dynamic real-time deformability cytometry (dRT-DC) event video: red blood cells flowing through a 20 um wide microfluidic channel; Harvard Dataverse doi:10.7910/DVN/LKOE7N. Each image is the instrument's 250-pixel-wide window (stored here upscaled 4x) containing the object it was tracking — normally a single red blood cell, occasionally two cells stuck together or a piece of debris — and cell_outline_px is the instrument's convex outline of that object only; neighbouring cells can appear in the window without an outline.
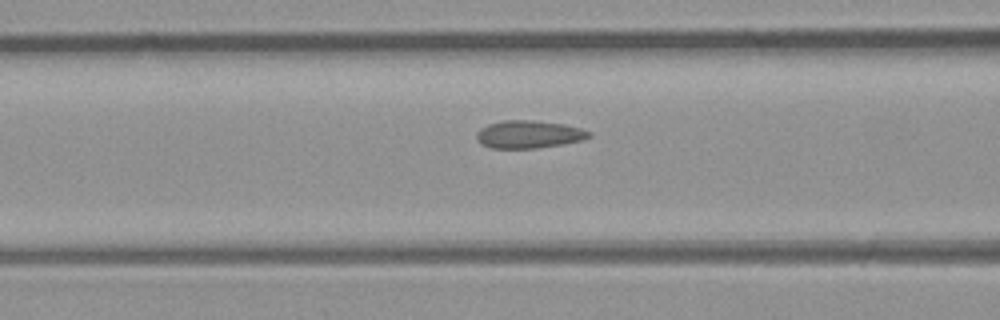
{"species": "common noctule bat (a hibernating species)", "species_latin": "Nyctalus noctula", "temperature_condition": "room temperature", "stored_images_in_passage": 7, "camera_frame_rate_fps": 3000, "um_per_image_px": 0.085, "animal": {"sex": "male", "body_mass_g": 23.1, "forearm_length_mm": 52.7}, "frame": {"image": 1, "passage_image": 6, "time_ms": 1.667, "image_size_px": [1000, 320], "cell_outline_px": [[592, 136], [580, 140], [560, 144], [536, 148], [492, 148], [480, 144], [476, 140], [476, 132], [480, 128], [488, 124], [504, 120], [532, 120], [564, 124], [580, 128], [592, 132]], "centroid_in_image_um": [44.9, 11.41], "position_along_channel_um": 121.7, "area_um2": 18.15}}